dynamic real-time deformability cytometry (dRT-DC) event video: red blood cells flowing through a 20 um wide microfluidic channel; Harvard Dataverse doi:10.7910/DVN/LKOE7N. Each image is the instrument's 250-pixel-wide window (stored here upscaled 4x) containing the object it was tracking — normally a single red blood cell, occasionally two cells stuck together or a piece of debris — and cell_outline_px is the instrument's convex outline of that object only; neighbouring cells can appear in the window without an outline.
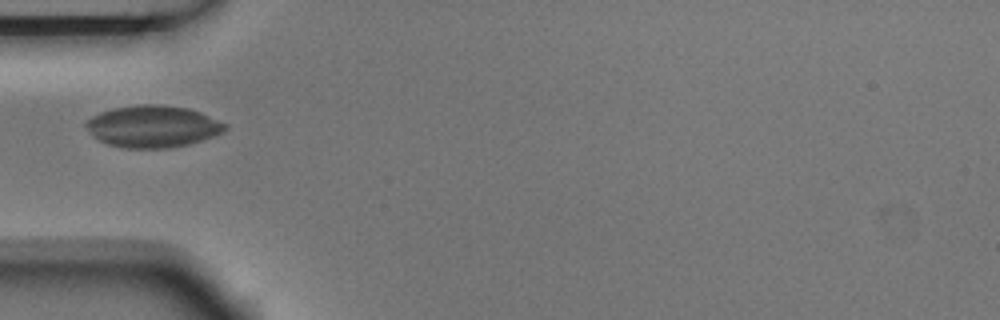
{"species": "Egyptian fruit bat (a non-hibernating species)", "species_latin": "Rousettus aegyptiacus", "temperature_condition": "room temperature", "stored_images_in_passage": 1, "camera_frame_rate_fps": 3000, "um_per_image_px": 0.085, "animal": {"sex": "male"}, "frame": {"image": 1, "passage_image": 1, "time_ms": 0.0, "image_size_px": [1000, 320], "cell_outline_px": [[228, 128], [212, 136], [188, 144], [168, 148], [120, 148], [96, 140], [92, 136], [84, 124], [92, 116], [100, 112], [112, 108], [140, 104], [160, 104], [188, 108], [200, 112], [228, 124]], "centroid_in_image_um": [12.94, 10.74], "position_along_channel_um": 72.1, "area_um2": 34.04}}